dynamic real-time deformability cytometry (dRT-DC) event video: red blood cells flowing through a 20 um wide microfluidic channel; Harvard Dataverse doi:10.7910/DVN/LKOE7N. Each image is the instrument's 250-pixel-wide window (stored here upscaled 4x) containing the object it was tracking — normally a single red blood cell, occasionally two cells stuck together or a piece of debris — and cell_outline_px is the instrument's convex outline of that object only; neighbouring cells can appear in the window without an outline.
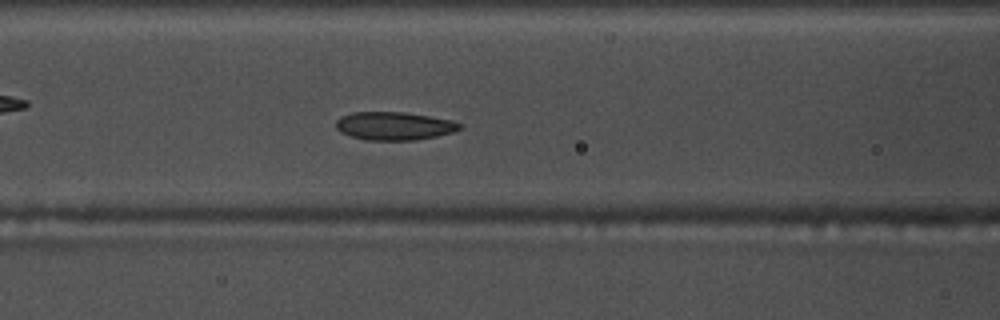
{"species": "common noctule bat (a hibernating species)", "species_latin": "Nyctalus noctula", "temperature_condition": "warm", "stored_images_in_passage": 47, "camera_frame_rate_fps": 3000, "um_per_image_px": 0.085, "animal": {"sex": "male", "body_mass_g": 17.5, "forearm_length_mm": 52.3}, "frame": {"image": 1, "passage_image": 14, "time_ms": 4.333, "image_size_px": [1000, 320], "cell_outline_px": [[464, 128], [452, 132], [436, 136], [416, 140], [368, 140], [352, 136], [340, 132], [336, 128], [336, 120], [340, 116], [352, 112], [404, 112], [428, 116], [448, 120], [464, 124]], "centroid_in_image_um": [33.5, 10.7], "position_along_channel_um": 133.1, "area_um2": 20.29}, "authors_computed_cell_mechanics": {"area_um2": 21.0392, "velocity_mm_per_s": 3.6751, "shape_relaxation_time_tau1_ms": 7.5357, "shape_relaxation_time_tau2_ms": 7.1141, "deformation_change_tau1": 0.1654, "deformation_change_tau2": 0.1027}}